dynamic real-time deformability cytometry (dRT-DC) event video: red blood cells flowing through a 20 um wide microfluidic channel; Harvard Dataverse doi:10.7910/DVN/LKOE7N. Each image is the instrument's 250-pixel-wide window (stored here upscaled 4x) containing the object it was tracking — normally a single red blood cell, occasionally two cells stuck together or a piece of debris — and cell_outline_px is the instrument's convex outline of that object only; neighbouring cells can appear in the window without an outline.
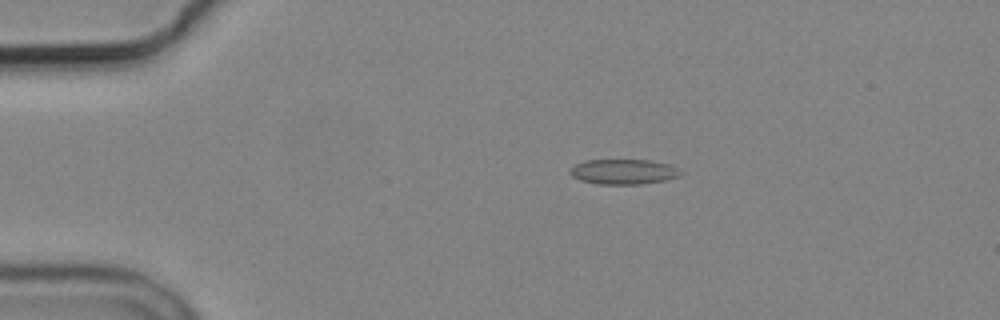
{"species": "common noctule bat (a hibernating species)", "species_latin": "Nyctalus noctula", "temperature_condition": "cold", "stored_images_in_passage": 9, "camera_frame_rate_fps": 3000, "um_per_image_px": 0.085, "animal": {"sex": "male", "body_mass_g": 19.2, "forearm_length_mm": 51.8}, "frame": {"image": 1, "passage_image": 3, "time_ms": 3.333, "image_size_px": [1000, 320], "cell_outline_px": [[684, 172], [680, 176], [664, 180], [640, 184], [596, 184], [580, 180], [572, 176], [568, 172], [568, 168], [576, 164], [588, 160], [652, 160], [668, 164], [680, 168]], "centroid_in_image_um": [53.01, 14.59], "position_along_channel_um": 32.0, "area_um2": 16.36}}
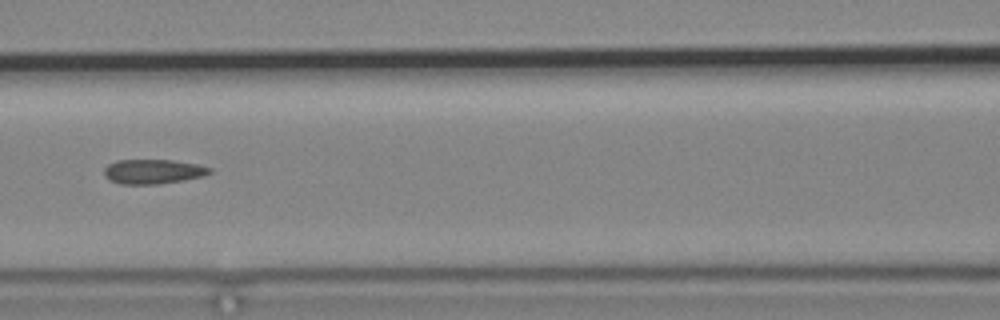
{"frame": {"image": 2, "passage_image": 7, "time_ms": 8.0, "image_size_px": [1000, 320], "cell_outline_px": [[212, 172], [200, 176], [184, 180], [156, 184], [120, 184], [108, 180], [104, 176], [104, 168], [108, 164], [116, 160], [172, 160], [196, 164], [212, 168]], "centroid_in_image_um": [12.96, 14.58], "position_along_channel_um": 153.6, "area_um2": 15.09}}
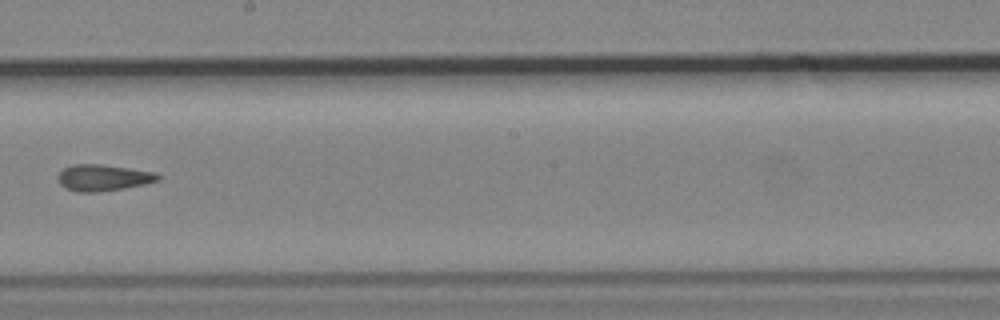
{"frame": {"image": 3, "passage_image": 9, "time_ms": 10.333, "image_size_px": [1000, 320], "cell_outline_px": [[160, 180], [144, 184], [124, 188], [96, 192], [76, 192], [60, 184], [56, 176], [64, 168], [72, 164], [100, 164], [156, 172], [160, 176]], "centroid_in_image_um": [8.76, 15.1], "position_along_channel_um": 239.4, "area_um2": 15.32}}